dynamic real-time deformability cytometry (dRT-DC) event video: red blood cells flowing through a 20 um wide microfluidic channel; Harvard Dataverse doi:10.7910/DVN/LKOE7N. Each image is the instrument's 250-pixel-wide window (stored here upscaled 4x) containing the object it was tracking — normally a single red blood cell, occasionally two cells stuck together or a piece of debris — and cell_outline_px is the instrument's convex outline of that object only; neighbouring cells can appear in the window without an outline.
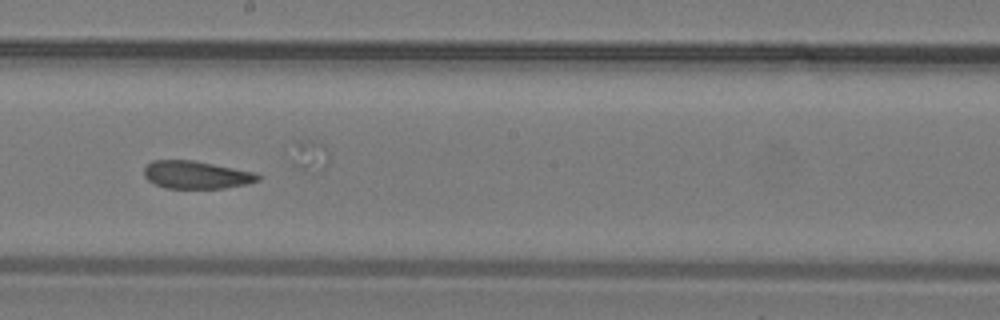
{"species": "common noctule bat (a hibernating species)", "species_latin": "Nyctalus noctula", "temperature_condition": "warm", "stored_images_in_passage": 22, "segment_of_instrument_passage": [2, 2], "camera_frame_rate_fps": 3000, "um_per_image_px": 0.085, "animal": {"sex": "male", "body_mass_g": 19.2, "forearm_length_mm": 51.8}, "frame": {"image": 1, "passage_image": 18, "time_ms": 5.667, "image_size_px": [1000, 320], "cell_outline_px": [[260, 180], [244, 184], [224, 188], [164, 188], [148, 180], [144, 176], [144, 168], [152, 160], [196, 160], [256, 172], [260, 176]], "centroid_in_image_um": [16.69, 14.85], "position_along_channel_um": 231.5, "area_um2": 18.5}}
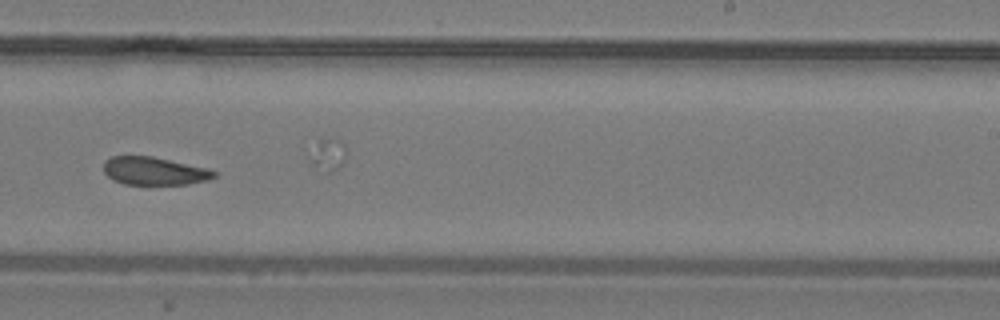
{"frame": {"image": 2, "passage_image": 20, "time_ms": 6.333, "image_size_px": [1000, 320], "cell_outline_px": [[216, 176], [208, 180], [188, 184], [124, 184], [112, 180], [104, 172], [104, 160], [112, 156], [152, 156], [208, 168], [216, 172]], "centroid_in_image_um": [13.1, 14.53], "position_along_channel_um": 275.9, "area_um2": 18.03}}